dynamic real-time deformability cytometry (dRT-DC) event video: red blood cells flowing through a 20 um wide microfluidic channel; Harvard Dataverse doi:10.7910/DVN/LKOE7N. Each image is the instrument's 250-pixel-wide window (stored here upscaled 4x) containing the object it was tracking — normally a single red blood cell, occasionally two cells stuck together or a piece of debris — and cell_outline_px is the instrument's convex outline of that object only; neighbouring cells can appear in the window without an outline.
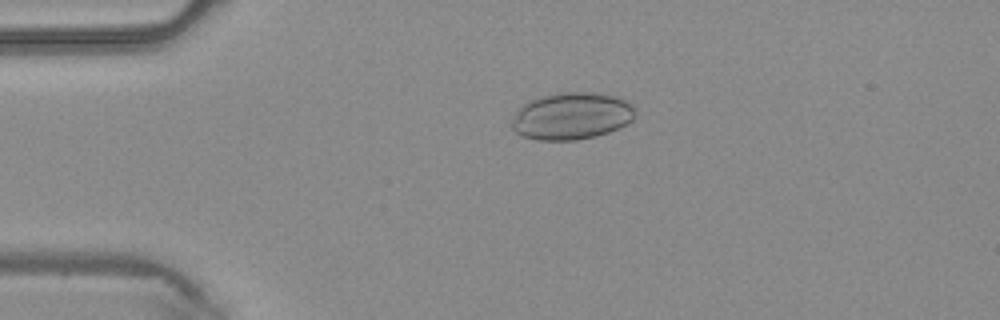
{"species": "common noctule bat (a hibernating species)", "species_latin": "Nyctalus noctula", "temperature_condition": "warm", "stored_images_in_passage": 45, "camera_frame_rate_fps": 3000, "um_per_image_px": 0.085, "animal": {"sex": "male", "body_mass_g": 20.4}, "frame": {"image": 1, "passage_image": 10, "time_ms": 3.0, "image_size_px": [1000, 320], "cell_outline_px": [[636, 116], [632, 120], [608, 132], [596, 136], [576, 140], [536, 140], [524, 136], [516, 132], [512, 128], [512, 120], [516, 112], [524, 104], [532, 100], [544, 96], [560, 92], [596, 92], [616, 96], [628, 100], [636, 108]], "centroid_in_image_um": [48.64, 9.85], "position_along_channel_um": 36.4, "area_um2": 33.87}}
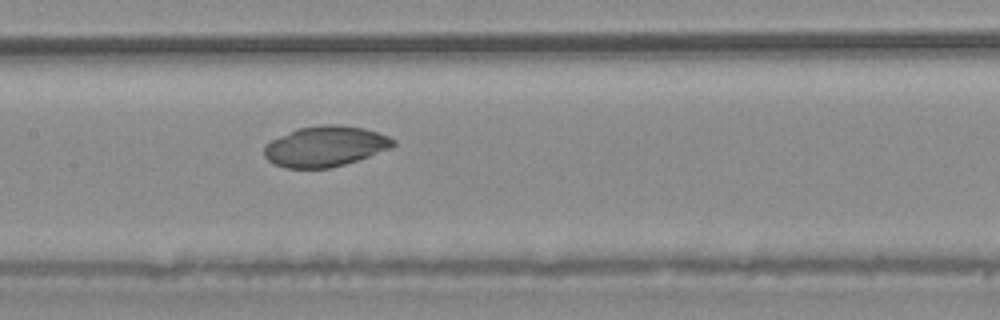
{"frame": {"image": 2, "passage_image": 22, "time_ms": 7.0, "image_size_px": [1000, 320], "cell_outline_px": [[396, 144], [392, 148], [344, 164], [328, 168], [284, 168], [268, 160], [264, 156], [264, 144], [280, 136], [300, 128], [320, 124], [332, 124], [364, 128], [388, 136], [396, 140]], "centroid_in_image_um": [27.65, 12.44], "position_along_channel_um": 179.8, "area_um2": 30.23}}
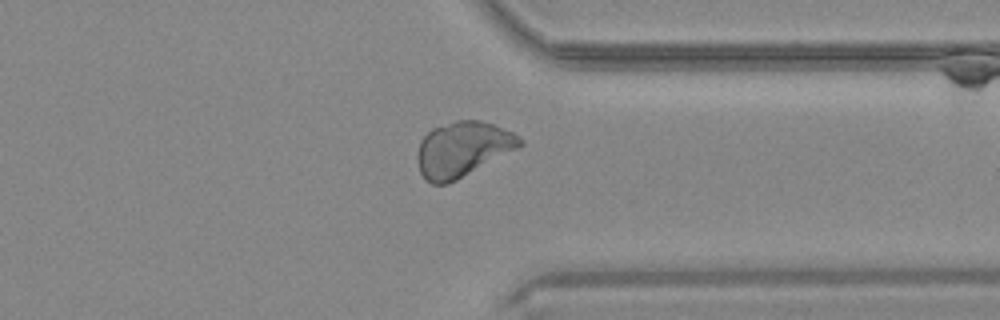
{"frame": {"image": 3, "passage_image": 35, "time_ms": 11.333, "image_size_px": [1000, 320], "cell_outline_px": [[524, 144], [520, 148], [448, 184], [432, 184], [420, 172], [416, 156], [420, 140], [432, 128], [456, 120], [480, 120], [492, 124], [512, 132], [524, 140]], "centroid_in_image_um": [39.34, 12.68], "position_along_channel_um": 372.1, "area_um2": 32.95}}